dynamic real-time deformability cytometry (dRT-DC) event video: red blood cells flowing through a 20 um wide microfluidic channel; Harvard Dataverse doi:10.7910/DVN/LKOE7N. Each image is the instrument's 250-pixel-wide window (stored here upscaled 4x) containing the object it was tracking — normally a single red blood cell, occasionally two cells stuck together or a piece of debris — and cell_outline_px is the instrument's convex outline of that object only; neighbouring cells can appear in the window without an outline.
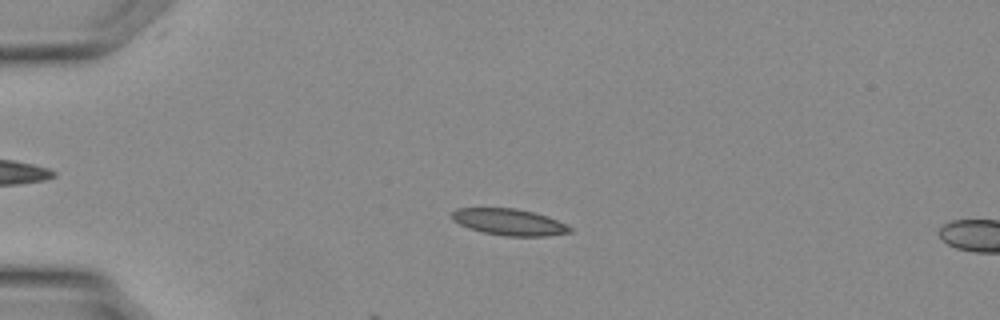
{"species": "Egyptian fruit bat (a non-hibernating species)", "species_latin": "Rousettus aegyptiacus", "temperature_condition": "warm", "stored_images_in_passage": 16, "camera_frame_rate_fps": 3000, "um_per_image_px": 0.085, "animal": {"sex": "female"}, "frame": {"image": 1, "passage_image": 2, "time_ms": 0.333, "image_size_px": [1000, 320], "cell_outline_px": [[572, 232], [544, 236], [508, 236], [484, 232], [468, 228], [452, 220], [452, 212], [456, 208], [516, 208], [548, 216], [572, 228]], "centroid_in_image_um": [43.26, 18.87], "position_along_channel_um": 41.7, "area_um2": 18.03}}
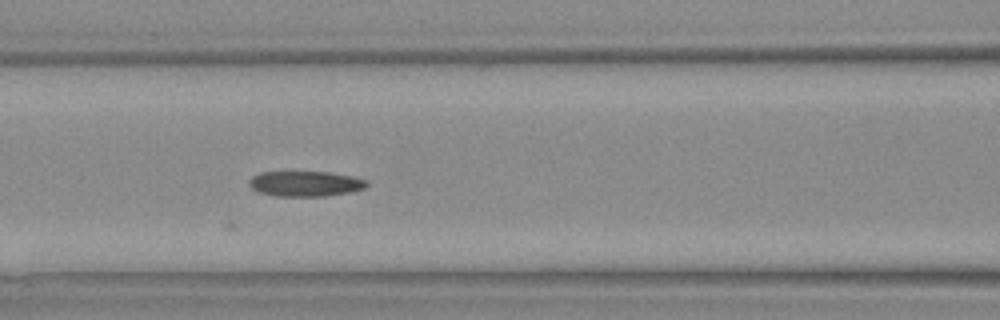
{"frame": {"image": 2, "passage_image": 9, "time_ms": 2.667, "image_size_px": [1000, 320], "cell_outline_px": [[368, 184], [364, 188], [348, 192], [324, 196], [276, 196], [260, 192], [252, 188], [248, 184], [248, 180], [252, 176], [260, 172], [328, 172], [352, 176], [368, 180]], "centroid_in_image_um": [25.93, 15.61], "position_along_channel_um": 140.7, "area_um2": 17.28}}